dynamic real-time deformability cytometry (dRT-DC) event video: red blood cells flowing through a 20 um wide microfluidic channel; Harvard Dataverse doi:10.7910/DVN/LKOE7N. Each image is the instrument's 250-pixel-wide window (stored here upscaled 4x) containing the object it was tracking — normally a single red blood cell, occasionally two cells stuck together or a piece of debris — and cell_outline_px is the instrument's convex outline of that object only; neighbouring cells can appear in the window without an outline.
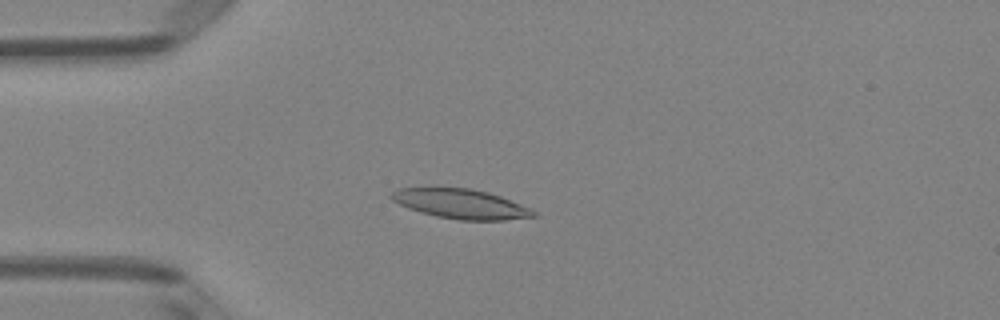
{"species": "Egyptian fruit bat (a non-hibernating species)", "species_latin": "Rousettus aegyptiacus", "temperature_condition": "room temperature", "stored_images_in_passage": 51, "camera_frame_rate_fps": 3000, "um_per_image_px": 0.085, "animal": {"sex": "female"}, "frame": {"image": 1, "passage_image": 14, "time_ms": 4.333, "image_size_px": [1000, 320], "cell_outline_px": [[540, 216], [504, 220], [460, 220], [436, 216], [420, 212], [408, 208], [392, 200], [388, 196], [396, 188], [428, 184], [432, 184], [472, 188], [488, 192], [500, 196], [532, 208]], "centroid_in_image_um": [39.09, 17.27], "position_along_channel_um": 45.9, "area_um2": 25.78}}
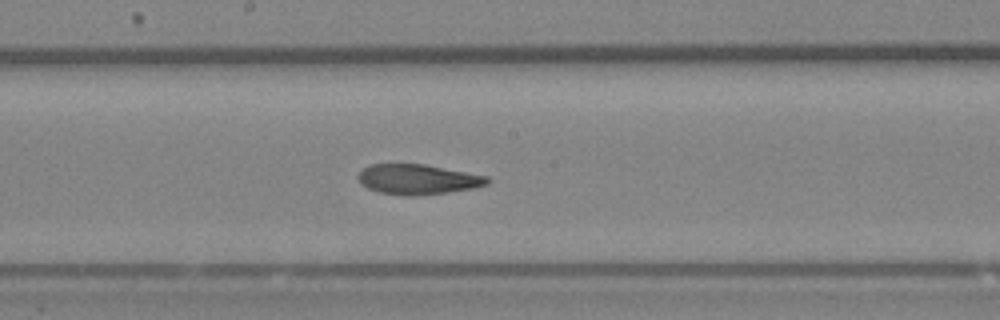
{"frame": {"image": 2, "passage_image": 28, "time_ms": 9.0, "image_size_px": [1000, 320], "cell_outline_px": [[492, 180], [488, 184], [472, 188], [448, 192], [416, 196], [404, 196], [380, 192], [368, 188], [360, 184], [356, 176], [368, 164], [424, 164], [488, 176]], "centroid_in_image_um": [35.5, 15.24], "position_along_channel_um": 212.7, "area_um2": 22.77}}
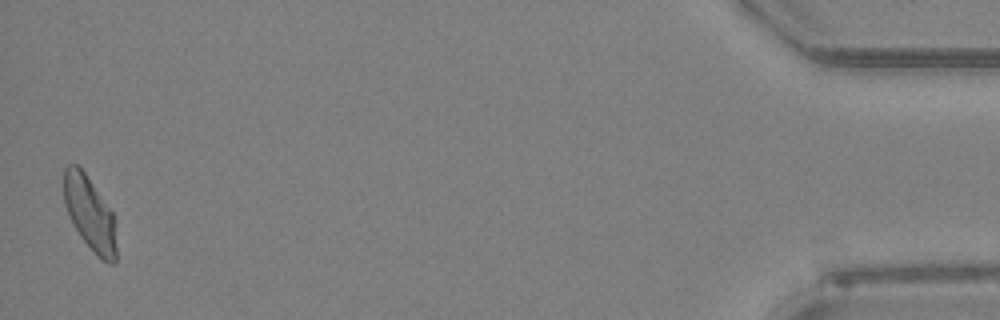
{"frame": {"image": 3, "passage_image": 51, "time_ms": 16.667, "image_size_px": [1000, 320], "cell_outline_px": [[116, 264], [108, 264], [96, 256], [80, 236], [72, 224], [64, 204], [64, 168], [68, 164], [76, 164], [84, 172], [112, 212], [116, 248]], "centroid_in_image_um": [7.61, 18.19], "position_along_channel_um": 427.6, "area_um2": 22.43}, "authors_computed_cell_mechanics": {"area_um2": 23.4668, "velocity_mm_per_s": 3.9828, "shape_relaxation_time_tau1_ms": null, "shape_relaxation_time_tau2_ms": 3.3798, "deformation_change_tau1": null, "deformation_change_tau2": 0.0838}}